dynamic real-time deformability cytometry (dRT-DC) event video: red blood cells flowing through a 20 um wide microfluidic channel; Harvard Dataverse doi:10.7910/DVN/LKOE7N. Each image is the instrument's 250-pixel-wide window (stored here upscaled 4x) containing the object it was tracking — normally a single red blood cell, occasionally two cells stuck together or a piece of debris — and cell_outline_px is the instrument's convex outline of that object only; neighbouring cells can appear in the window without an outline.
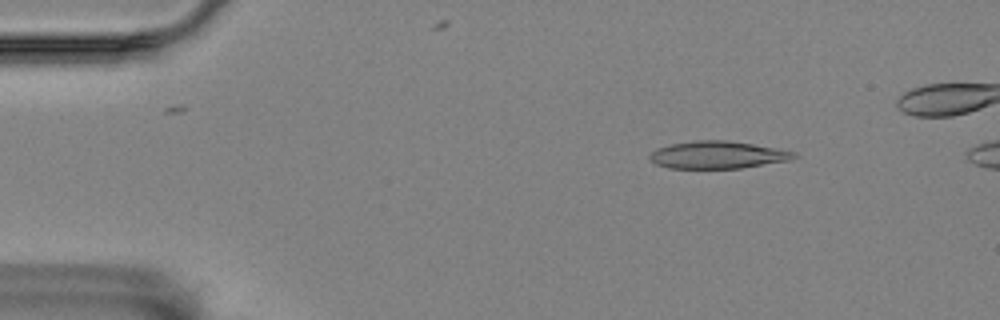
{"species": "Egyptian fruit bat (a non-hibernating species)", "species_latin": "Rousettus aegyptiacus", "temperature_condition": "room temperature", "stored_images_in_passage": 17, "camera_frame_rate_fps": 3000, "um_per_image_px": 0.085, "animal": {"sex": "female"}, "frame": {"image": 1, "passage_image": 8, "time_ms": 2.333, "image_size_px": [1000, 320], "cell_outline_px": [[796, 156], [788, 160], [740, 168], [668, 168], [656, 164], [648, 156], [656, 148], [668, 144], [696, 140], [728, 140], [752, 144], [796, 152]], "centroid_in_image_um": [60.93, 13.16], "position_along_channel_um": 24.1, "area_um2": 22.83}}